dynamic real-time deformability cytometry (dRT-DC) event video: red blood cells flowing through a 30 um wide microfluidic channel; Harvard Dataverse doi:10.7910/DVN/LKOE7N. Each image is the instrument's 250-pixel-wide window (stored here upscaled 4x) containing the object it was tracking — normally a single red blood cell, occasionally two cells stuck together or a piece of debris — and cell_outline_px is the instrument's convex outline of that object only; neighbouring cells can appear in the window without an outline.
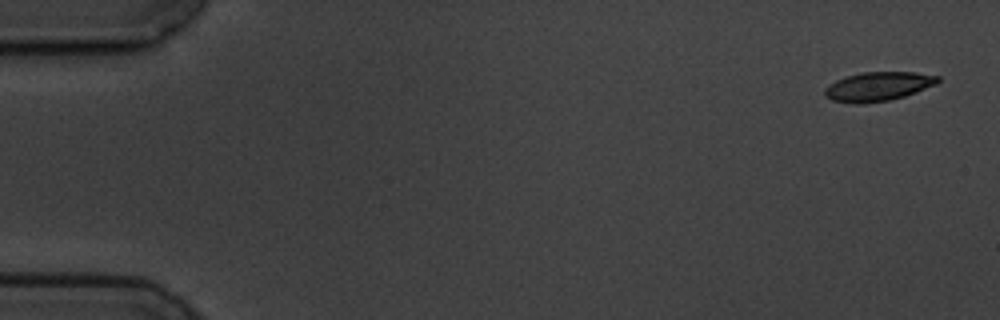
{"species": "common noctule bat (a hibernating species)", "species_latin": "Nyctalus noctula", "temperature_condition": "cold", "stored_images_in_passage": 6, "camera_frame_rate_fps": 3000, "um_per_image_px": 0.085, "animal": {"sex": "male", "body_mass_g": 19.5, "forearm_length_mm": 54.6}, "frame": {"image": 1, "passage_image": 1, "time_ms": 0.0, "image_size_px": [1000, 320], "cell_outline_px": [[940, 80], [936, 84], [916, 92], [904, 96], [888, 100], [856, 104], [832, 100], [824, 96], [824, 88], [836, 80], [860, 72], [916, 72], [940, 76]], "centroid_in_image_um": [74.64, 7.34], "position_along_channel_um": 10.4, "area_um2": 19.07}}
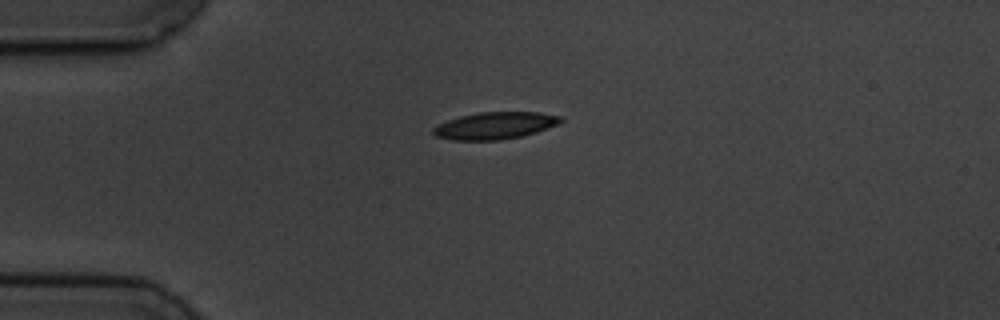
{"frame": {"image": 2, "passage_image": 4, "time_ms": 4.0, "image_size_px": [1000, 320], "cell_outline_px": [[564, 120], [556, 124], [536, 132], [520, 136], [500, 140], [452, 140], [436, 136], [432, 132], [432, 128], [448, 120], [460, 116], [476, 112], [540, 112], [560, 116]], "centroid_in_image_um": [42.05, 10.67], "position_along_channel_um": 43.0, "area_um2": 19.94}}
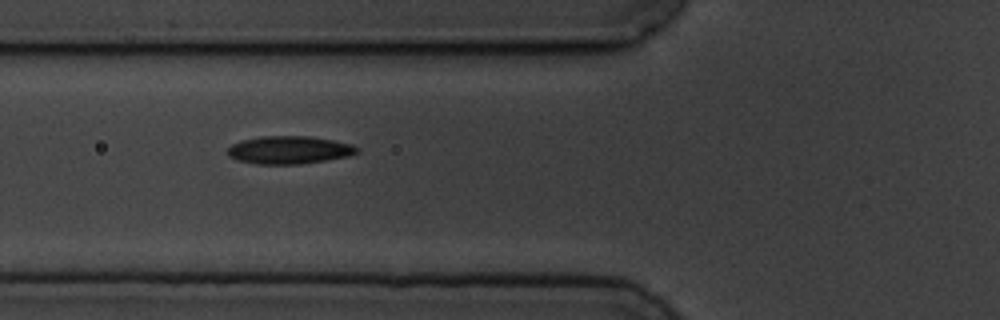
{"frame": {"image": 3, "passage_image": 6, "time_ms": 6.333, "image_size_px": [1000, 320], "cell_outline_px": [[360, 152], [348, 156], [300, 164], [256, 164], [236, 160], [228, 156], [228, 148], [232, 144], [240, 140], [260, 136], [308, 136], [332, 140], [352, 144], [360, 148]], "centroid_in_image_um": [24.57, 12.74], "position_along_channel_um": 101.2, "area_um2": 21.1}}